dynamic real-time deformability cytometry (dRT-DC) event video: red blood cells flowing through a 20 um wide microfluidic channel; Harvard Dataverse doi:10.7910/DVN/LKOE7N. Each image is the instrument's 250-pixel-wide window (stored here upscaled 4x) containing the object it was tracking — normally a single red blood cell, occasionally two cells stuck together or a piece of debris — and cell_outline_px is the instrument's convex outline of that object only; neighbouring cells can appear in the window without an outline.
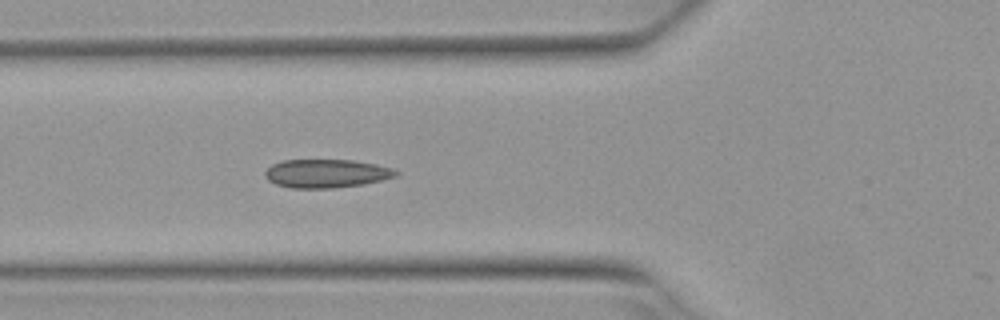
{"species": "Egyptian fruit bat (a non-hibernating species)", "species_latin": "Rousettus aegyptiacus", "temperature_condition": "warm", "stored_images_in_passage": 5, "camera_frame_rate_fps": 3000, "um_per_image_px": 0.085, "animal": {"sex": "female"}, "frame": {"image": 1, "passage_image": 5, "time_ms": 1.333, "image_size_px": [1000, 320], "cell_outline_px": [[400, 172], [396, 176], [364, 184], [332, 188], [292, 188], [276, 184], [268, 180], [264, 176], [264, 172], [272, 164], [280, 160], [352, 160], [376, 164], [392, 168]], "centroid_in_image_um": [27.72, 14.74], "position_along_channel_um": 98.1, "area_um2": 21.73}}